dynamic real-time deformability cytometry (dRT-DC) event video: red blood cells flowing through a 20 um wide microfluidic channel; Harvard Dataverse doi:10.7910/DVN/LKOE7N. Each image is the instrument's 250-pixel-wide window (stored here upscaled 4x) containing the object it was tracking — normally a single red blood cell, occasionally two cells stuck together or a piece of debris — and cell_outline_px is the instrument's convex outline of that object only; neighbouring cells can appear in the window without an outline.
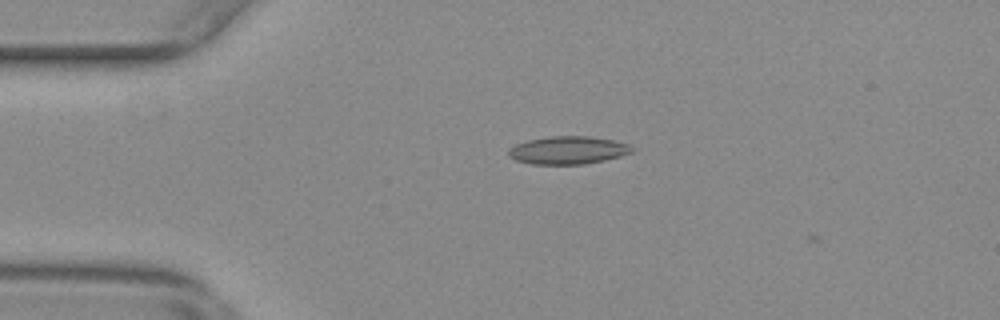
{"species": "common noctule bat (a hibernating species)", "species_latin": "Nyctalus noctula", "temperature_condition": "warm", "stored_images_in_passage": 3, "camera_frame_rate_fps": 3000, "um_per_image_px": 0.085, "animal": {"sex": "female", "body_mass_g": 29.2, "forearm_length_mm": 56.3}, "frame": {"image": 1, "passage_image": 1, "time_ms": 0.0, "image_size_px": [1000, 320], "cell_outline_px": [[636, 148], [632, 152], [620, 156], [604, 160], [584, 164], [532, 164], [516, 160], [508, 156], [508, 148], [516, 144], [528, 140], [552, 136], [588, 136], [616, 140], [628, 144]], "centroid_in_image_um": [48.3, 12.76], "position_along_channel_um": 36.7, "area_um2": 20.11}}